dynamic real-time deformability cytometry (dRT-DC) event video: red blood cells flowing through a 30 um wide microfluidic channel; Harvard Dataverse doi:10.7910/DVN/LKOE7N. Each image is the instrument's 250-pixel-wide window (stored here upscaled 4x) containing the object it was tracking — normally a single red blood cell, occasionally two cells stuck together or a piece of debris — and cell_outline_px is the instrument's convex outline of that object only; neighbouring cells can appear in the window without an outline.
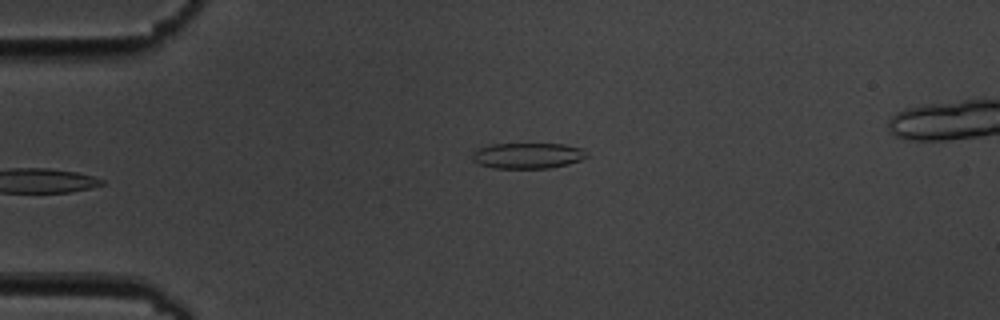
{"species": "common noctule bat (a hibernating species)", "species_latin": "Nyctalus noctula", "temperature_condition": "cold", "stored_images_in_passage": 6, "camera_frame_rate_fps": 3000, "um_per_image_px": 0.085, "animal": {"sex": "male", "body_mass_g": 19.5, "forearm_length_mm": 54.6}, "frame": {"image": 1, "passage_image": 6, "time_ms": 6.0, "image_size_px": [1000, 320], "cell_outline_px": [[588, 156], [580, 160], [568, 164], [552, 168], [492, 168], [480, 164], [472, 160], [472, 152], [476, 148], [492, 144], [564, 144], [584, 148], [588, 152]], "centroid_in_image_um": [44.87, 13.22], "position_along_channel_um": 40.1, "area_um2": 17.4}}